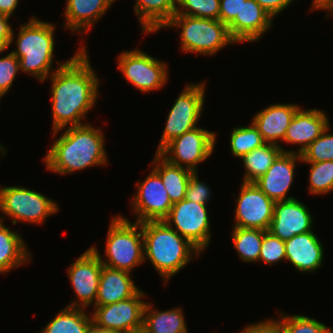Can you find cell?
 <instances>
[{
    "label": "cell",
    "mask_w": 333,
    "mask_h": 333,
    "mask_svg": "<svg viewBox=\"0 0 333 333\" xmlns=\"http://www.w3.org/2000/svg\"><path fill=\"white\" fill-rule=\"evenodd\" d=\"M51 73L53 136L67 127L84 125L81 118L95 106L99 79L89 62L86 47L60 63Z\"/></svg>",
    "instance_id": "obj_1"
},
{
    "label": "cell",
    "mask_w": 333,
    "mask_h": 333,
    "mask_svg": "<svg viewBox=\"0 0 333 333\" xmlns=\"http://www.w3.org/2000/svg\"><path fill=\"white\" fill-rule=\"evenodd\" d=\"M101 129L90 124L68 127L44 158L46 168L60 175L104 165L107 153Z\"/></svg>",
    "instance_id": "obj_2"
},
{
    "label": "cell",
    "mask_w": 333,
    "mask_h": 333,
    "mask_svg": "<svg viewBox=\"0 0 333 333\" xmlns=\"http://www.w3.org/2000/svg\"><path fill=\"white\" fill-rule=\"evenodd\" d=\"M144 259L168 282L170 277L202 252L164 220L142 222Z\"/></svg>",
    "instance_id": "obj_3"
},
{
    "label": "cell",
    "mask_w": 333,
    "mask_h": 333,
    "mask_svg": "<svg viewBox=\"0 0 333 333\" xmlns=\"http://www.w3.org/2000/svg\"><path fill=\"white\" fill-rule=\"evenodd\" d=\"M55 25L32 17L21 25L16 38L17 49L12 53L19 59L20 71L36 76L42 82L51 74L54 54Z\"/></svg>",
    "instance_id": "obj_4"
},
{
    "label": "cell",
    "mask_w": 333,
    "mask_h": 333,
    "mask_svg": "<svg viewBox=\"0 0 333 333\" xmlns=\"http://www.w3.org/2000/svg\"><path fill=\"white\" fill-rule=\"evenodd\" d=\"M90 248L103 265L132 273L133 267L145 262L142 223L131 224L125 217H113L106 238V260H102L96 247Z\"/></svg>",
    "instance_id": "obj_5"
},
{
    "label": "cell",
    "mask_w": 333,
    "mask_h": 333,
    "mask_svg": "<svg viewBox=\"0 0 333 333\" xmlns=\"http://www.w3.org/2000/svg\"><path fill=\"white\" fill-rule=\"evenodd\" d=\"M165 27H181V50L185 52L211 56L235 43L228 26L220 20L175 14Z\"/></svg>",
    "instance_id": "obj_6"
},
{
    "label": "cell",
    "mask_w": 333,
    "mask_h": 333,
    "mask_svg": "<svg viewBox=\"0 0 333 333\" xmlns=\"http://www.w3.org/2000/svg\"><path fill=\"white\" fill-rule=\"evenodd\" d=\"M59 210L52 199L22 186L0 188V212L18 221L41 224Z\"/></svg>",
    "instance_id": "obj_7"
},
{
    "label": "cell",
    "mask_w": 333,
    "mask_h": 333,
    "mask_svg": "<svg viewBox=\"0 0 333 333\" xmlns=\"http://www.w3.org/2000/svg\"><path fill=\"white\" fill-rule=\"evenodd\" d=\"M205 83L188 84L179 94L166 119V126L156 150L159 153L170 141L197 127L201 117Z\"/></svg>",
    "instance_id": "obj_8"
},
{
    "label": "cell",
    "mask_w": 333,
    "mask_h": 333,
    "mask_svg": "<svg viewBox=\"0 0 333 333\" xmlns=\"http://www.w3.org/2000/svg\"><path fill=\"white\" fill-rule=\"evenodd\" d=\"M215 142L214 132L196 127L170 141L159 154L171 164L180 167L185 164L186 169L198 172L197 164L209 158Z\"/></svg>",
    "instance_id": "obj_9"
},
{
    "label": "cell",
    "mask_w": 333,
    "mask_h": 333,
    "mask_svg": "<svg viewBox=\"0 0 333 333\" xmlns=\"http://www.w3.org/2000/svg\"><path fill=\"white\" fill-rule=\"evenodd\" d=\"M117 59L123 77L141 92L156 91L168 80L166 63L139 49L125 51Z\"/></svg>",
    "instance_id": "obj_10"
},
{
    "label": "cell",
    "mask_w": 333,
    "mask_h": 333,
    "mask_svg": "<svg viewBox=\"0 0 333 333\" xmlns=\"http://www.w3.org/2000/svg\"><path fill=\"white\" fill-rule=\"evenodd\" d=\"M164 221L168 225L174 224L176 226L174 230L201 252L208 247L211 231L205 204L183 199L172 205Z\"/></svg>",
    "instance_id": "obj_11"
},
{
    "label": "cell",
    "mask_w": 333,
    "mask_h": 333,
    "mask_svg": "<svg viewBox=\"0 0 333 333\" xmlns=\"http://www.w3.org/2000/svg\"><path fill=\"white\" fill-rule=\"evenodd\" d=\"M144 295L140 290L134 297L104 306H94L92 322L97 326L123 333L142 330L146 302L141 299Z\"/></svg>",
    "instance_id": "obj_12"
},
{
    "label": "cell",
    "mask_w": 333,
    "mask_h": 333,
    "mask_svg": "<svg viewBox=\"0 0 333 333\" xmlns=\"http://www.w3.org/2000/svg\"><path fill=\"white\" fill-rule=\"evenodd\" d=\"M235 209V225L268 231L273 218L274 204L255 183L243 182Z\"/></svg>",
    "instance_id": "obj_13"
},
{
    "label": "cell",
    "mask_w": 333,
    "mask_h": 333,
    "mask_svg": "<svg viewBox=\"0 0 333 333\" xmlns=\"http://www.w3.org/2000/svg\"><path fill=\"white\" fill-rule=\"evenodd\" d=\"M102 266L100 257L91 248L71 264L68 278L80 304L73 300L67 307L85 309L91 304L95 306Z\"/></svg>",
    "instance_id": "obj_14"
},
{
    "label": "cell",
    "mask_w": 333,
    "mask_h": 333,
    "mask_svg": "<svg viewBox=\"0 0 333 333\" xmlns=\"http://www.w3.org/2000/svg\"><path fill=\"white\" fill-rule=\"evenodd\" d=\"M132 205L137 222L161 221L170 213L172 202L160 176L152 169L145 180L137 183Z\"/></svg>",
    "instance_id": "obj_15"
},
{
    "label": "cell",
    "mask_w": 333,
    "mask_h": 333,
    "mask_svg": "<svg viewBox=\"0 0 333 333\" xmlns=\"http://www.w3.org/2000/svg\"><path fill=\"white\" fill-rule=\"evenodd\" d=\"M313 216L296 198L275 202L273 218L268 231L281 240L312 231Z\"/></svg>",
    "instance_id": "obj_16"
},
{
    "label": "cell",
    "mask_w": 333,
    "mask_h": 333,
    "mask_svg": "<svg viewBox=\"0 0 333 333\" xmlns=\"http://www.w3.org/2000/svg\"><path fill=\"white\" fill-rule=\"evenodd\" d=\"M302 161L294 150L282 152L266 173L254 183L274 202L291 200L286 197L294 180L296 161Z\"/></svg>",
    "instance_id": "obj_17"
},
{
    "label": "cell",
    "mask_w": 333,
    "mask_h": 333,
    "mask_svg": "<svg viewBox=\"0 0 333 333\" xmlns=\"http://www.w3.org/2000/svg\"><path fill=\"white\" fill-rule=\"evenodd\" d=\"M272 22L273 18L255 0H242L240 15L228 25V30L235 42H254Z\"/></svg>",
    "instance_id": "obj_18"
},
{
    "label": "cell",
    "mask_w": 333,
    "mask_h": 333,
    "mask_svg": "<svg viewBox=\"0 0 333 333\" xmlns=\"http://www.w3.org/2000/svg\"><path fill=\"white\" fill-rule=\"evenodd\" d=\"M325 112L319 109L304 110L299 108L293 116L286 134L284 142L298 144L302 152L330 125Z\"/></svg>",
    "instance_id": "obj_19"
},
{
    "label": "cell",
    "mask_w": 333,
    "mask_h": 333,
    "mask_svg": "<svg viewBox=\"0 0 333 333\" xmlns=\"http://www.w3.org/2000/svg\"><path fill=\"white\" fill-rule=\"evenodd\" d=\"M321 241L309 231L285 240L286 260L302 273L314 272L321 267L324 257Z\"/></svg>",
    "instance_id": "obj_20"
},
{
    "label": "cell",
    "mask_w": 333,
    "mask_h": 333,
    "mask_svg": "<svg viewBox=\"0 0 333 333\" xmlns=\"http://www.w3.org/2000/svg\"><path fill=\"white\" fill-rule=\"evenodd\" d=\"M299 108L297 104H271L258 111L253 116L252 123L266 143L279 146L278 140L284 141L286 130Z\"/></svg>",
    "instance_id": "obj_21"
},
{
    "label": "cell",
    "mask_w": 333,
    "mask_h": 333,
    "mask_svg": "<svg viewBox=\"0 0 333 333\" xmlns=\"http://www.w3.org/2000/svg\"><path fill=\"white\" fill-rule=\"evenodd\" d=\"M139 291L131 279L130 272L103 265L95 306H104L134 297Z\"/></svg>",
    "instance_id": "obj_22"
},
{
    "label": "cell",
    "mask_w": 333,
    "mask_h": 333,
    "mask_svg": "<svg viewBox=\"0 0 333 333\" xmlns=\"http://www.w3.org/2000/svg\"><path fill=\"white\" fill-rule=\"evenodd\" d=\"M115 0H67L65 26L72 32H88Z\"/></svg>",
    "instance_id": "obj_23"
},
{
    "label": "cell",
    "mask_w": 333,
    "mask_h": 333,
    "mask_svg": "<svg viewBox=\"0 0 333 333\" xmlns=\"http://www.w3.org/2000/svg\"><path fill=\"white\" fill-rule=\"evenodd\" d=\"M134 10L142 31L151 33L164 28L176 14L177 0H136Z\"/></svg>",
    "instance_id": "obj_24"
},
{
    "label": "cell",
    "mask_w": 333,
    "mask_h": 333,
    "mask_svg": "<svg viewBox=\"0 0 333 333\" xmlns=\"http://www.w3.org/2000/svg\"><path fill=\"white\" fill-rule=\"evenodd\" d=\"M155 155L153 170L160 176L172 204L185 199L188 181L194 172L185 167L169 163L159 153Z\"/></svg>",
    "instance_id": "obj_25"
},
{
    "label": "cell",
    "mask_w": 333,
    "mask_h": 333,
    "mask_svg": "<svg viewBox=\"0 0 333 333\" xmlns=\"http://www.w3.org/2000/svg\"><path fill=\"white\" fill-rule=\"evenodd\" d=\"M0 218V273H6L31 261L23 238L3 224Z\"/></svg>",
    "instance_id": "obj_26"
},
{
    "label": "cell",
    "mask_w": 333,
    "mask_h": 333,
    "mask_svg": "<svg viewBox=\"0 0 333 333\" xmlns=\"http://www.w3.org/2000/svg\"><path fill=\"white\" fill-rule=\"evenodd\" d=\"M151 304H145L143 311V330L145 333H187L182 309L156 311Z\"/></svg>",
    "instance_id": "obj_27"
},
{
    "label": "cell",
    "mask_w": 333,
    "mask_h": 333,
    "mask_svg": "<svg viewBox=\"0 0 333 333\" xmlns=\"http://www.w3.org/2000/svg\"><path fill=\"white\" fill-rule=\"evenodd\" d=\"M282 152L287 151L281 146L266 143L243 156L241 159L246 169L243 182L254 183L258 180Z\"/></svg>",
    "instance_id": "obj_28"
},
{
    "label": "cell",
    "mask_w": 333,
    "mask_h": 333,
    "mask_svg": "<svg viewBox=\"0 0 333 333\" xmlns=\"http://www.w3.org/2000/svg\"><path fill=\"white\" fill-rule=\"evenodd\" d=\"M91 323L84 309L66 307L40 333H88Z\"/></svg>",
    "instance_id": "obj_29"
},
{
    "label": "cell",
    "mask_w": 333,
    "mask_h": 333,
    "mask_svg": "<svg viewBox=\"0 0 333 333\" xmlns=\"http://www.w3.org/2000/svg\"><path fill=\"white\" fill-rule=\"evenodd\" d=\"M266 230L234 227L232 240L235 249L244 262L259 261L260 249Z\"/></svg>",
    "instance_id": "obj_30"
},
{
    "label": "cell",
    "mask_w": 333,
    "mask_h": 333,
    "mask_svg": "<svg viewBox=\"0 0 333 333\" xmlns=\"http://www.w3.org/2000/svg\"><path fill=\"white\" fill-rule=\"evenodd\" d=\"M265 144L266 142L252 122L247 127H237L231 131L230 147L235 157L242 158Z\"/></svg>",
    "instance_id": "obj_31"
},
{
    "label": "cell",
    "mask_w": 333,
    "mask_h": 333,
    "mask_svg": "<svg viewBox=\"0 0 333 333\" xmlns=\"http://www.w3.org/2000/svg\"><path fill=\"white\" fill-rule=\"evenodd\" d=\"M280 320L272 321L279 327L281 333H333L332 328L303 315L285 316L279 313Z\"/></svg>",
    "instance_id": "obj_32"
},
{
    "label": "cell",
    "mask_w": 333,
    "mask_h": 333,
    "mask_svg": "<svg viewBox=\"0 0 333 333\" xmlns=\"http://www.w3.org/2000/svg\"><path fill=\"white\" fill-rule=\"evenodd\" d=\"M305 163L311 165L309 173V191L311 194L321 195L333 191V160Z\"/></svg>",
    "instance_id": "obj_33"
},
{
    "label": "cell",
    "mask_w": 333,
    "mask_h": 333,
    "mask_svg": "<svg viewBox=\"0 0 333 333\" xmlns=\"http://www.w3.org/2000/svg\"><path fill=\"white\" fill-rule=\"evenodd\" d=\"M220 0H177L176 14L219 20Z\"/></svg>",
    "instance_id": "obj_34"
},
{
    "label": "cell",
    "mask_w": 333,
    "mask_h": 333,
    "mask_svg": "<svg viewBox=\"0 0 333 333\" xmlns=\"http://www.w3.org/2000/svg\"><path fill=\"white\" fill-rule=\"evenodd\" d=\"M329 129L330 126L300 154L302 162L333 160V134L328 133Z\"/></svg>",
    "instance_id": "obj_35"
},
{
    "label": "cell",
    "mask_w": 333,
    "mask_h": 333,
    "mask_svg": "<svg viewBox=\"0 0 333 333\" xmlns=\"http://www.w3.org/2000/svg\"><path fill=\"white\" fill-rule=\"evenodd\" d=\"M282 259L286 260L285 241L267 231L263 236L259 260L273 265Z\"/></svg>",
    "instance_id": "obj_36"
},
{
    "label": "cell",
    "mask_w": 333,
    "mask_h": 333,
    "mask_svg": "<svg viewBox=\"0 0 333 333\" xmlns=\"http://www.w3.org/2000/svg\"><path fill=\"white\" fill-rule=\"evenodd\" d=\"M19 71V59L12 52L0 58V99L9 91Z\"/></svg>",
    "instance_id": "obj_37"
},
{
    "label": "cell",
    "mask_w": 333,
    "mask_h": 333,
    "mask_svg": "<svg viewBox=\"0 0 333 333\" xmlns=\"http://www.w3.org/2000/svg\"><path fill=\"white\" fill-rule=\"evenodd\" d=\"M210 194L209 187L199 181L197 172H194L188 181L185 199L207 205L210 198L209 196H211Z\"/></svg>",
    "instance_id": "obj_38"
},
{
    "label": "cell",
    "mask_w": 333,
    "mask_h": 333,
    "mask_svg": "<svg viewBox=\"0 0 333 333\" xmlns=\"http://www.w3.org/2000/svg\"><path fill=\"white\" fill-rule=\"evenodd\" d=\"M219 20L227 26L240 15L242 0H220Z\"/></svg>",
    "instance_id": "obj_39"
},
{
    "label": "cell",
    "mask_w": 333,
    "mask_h": 333,
    "mask_svg": "<svg viewBox=\"0 0 333 333\" xmlns=\"http://www.w3.org/2000/svg\"><path fill=\"white\" fill-rule=\"evenodd\" d=\"M272 18L281 13L283 9L292 3L294 0H255Z\"/></svg>",
    "instance_id": "obj_40"
},
{
    "label": "cell",
    "mask_w": 333,
    "mask_h": 333,
    "mask_svg": "<svg viewBox=\"0 0 333 333\" xmlns=\"http://www.w3.org/2000/svg\"><path fill=\"white\" fill-rule=\"evenodd\" d=\"M249 333H281L279 327L271 320L249 324L245 327Z\"/></svg>",
    "instance_id": "obj_41"
},
{
    "label": "cell",
    "mask_w": 333,
    "mask_h": 333,
    "mask_svg": "<svg viewBox=\"0 0 333 333\" xmlns=\"http://www.w3.org/2000/svg\"><path fill=\"white\" fill-rule=\"evenodd\" d=\"M9 16L0 14V39H2L8 46L14 41V32L8 20Z\"/></svg>",
    "instance_id": "obj_42"
},
{
    "label": "cell",
    "mask_w": 333,
    "mask_h": 333,
    "mask_svg": "<svg viewBox=\"0 0 333 333\" xmlns=\"http://www.w3.org/2000/svg\"><path fill=\"white\" fill-rule=\"evenodd\" d=\"M17 5L18 0H0V14L11 17Z\"/></svg>",
    "instance_id": "obj_43"
},
{
    "label": "cell",
    "mask_w": 333,
    "mask_h": 333,
    "mask_svg": "<svg viewBox=\"0 0 333 333\" xmlns=\"http://www.w3.org/2000/svg\"><path fill=\"white\" fill-rule=\"evenodd\" d=\"M313 10L321 9L328 10L329 12L333 9V0H313Z\"/></svg>",
    "instance_id": "obj_44"
},
{
    "label": "cell",
    "mask_w": 333,
    "mask_h": 333,
    "mask_svg": "<svg viewBox=\"0 0 333 333\" xmlns=\"http://www.w3.org/2000/svg\"><path fill=\"white\" fill-rule=\"evenodd\" d=\"M88 333H123L118 330L110 329V328H103L100 326H97L93 322L90 325Z\"/></svg>",
    "instance_id": "obj_45"
},
{
    "label": "cell",
    "mask_w": 333,
    "mask_h": 333,
    "mask_svg": "<svg viewBox=\"0 0 333 333\" xmlns=\"http://www.w3.org/2000/svg\"><path fill=\"white\" fill-rule=\"evenodd\" d=\"M9 46L2 40L0 39V54L3 53Z\"/></svg>",
    "instance_id": "obj_46"
},
{
    "label": "cell",
    "mask_w": 333,
    "mask_h": 333,
    "mask_svg": "<svg viewBox=\"0 0 333 333\" xmlns=\"http://www.w3.org/2000/svg\"><path fill=\"white\" fill-rule=\"evenodd\" d=\"M0 152H2L3 155L6 154V148H4L1 144H0Z\"/></svg>",
    "instance_id": "obj_47"
},
{
    "label": "cell",
    "mask_w": 333,
    "mask_h": 333,
    "mask_svg": "<svg viewBox=\"0 0 333 333\" xmlns=\"http://www.w3.org/2000/svg\"><path fill=\"white\" fill-rule=\"evenodd\" d=\"M130 333H145V331L142 329V330L135 331V332H130Z\"/></svg>",
    "instance_id": "obj_48"
},
{
    "label": "cell",
    "mask_w": 333,
    "mask_h": 333,
    "mask_svg": "<svg viewBox=\"0 0 333 333\" xmlns=\"http://www.w3.org/2000/svg\"><path fill=\"white\" fill-rule=\"evenodd\" d=\"M240 333H249L246 329H244L243 331H241Z\"/></svg>",
    "instance_id": "obj_49"
}]
</instances>
